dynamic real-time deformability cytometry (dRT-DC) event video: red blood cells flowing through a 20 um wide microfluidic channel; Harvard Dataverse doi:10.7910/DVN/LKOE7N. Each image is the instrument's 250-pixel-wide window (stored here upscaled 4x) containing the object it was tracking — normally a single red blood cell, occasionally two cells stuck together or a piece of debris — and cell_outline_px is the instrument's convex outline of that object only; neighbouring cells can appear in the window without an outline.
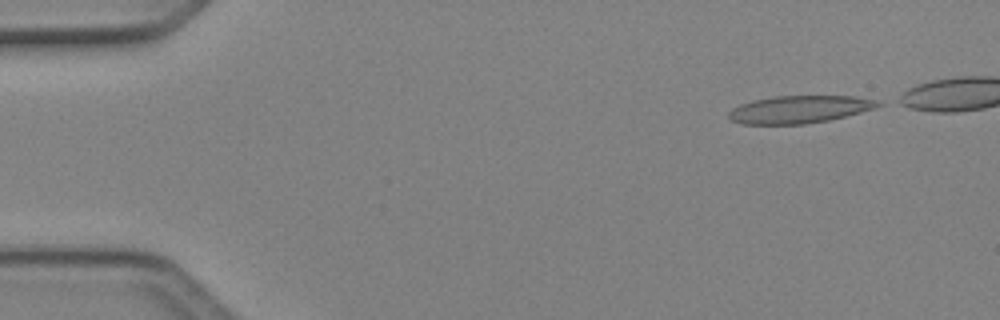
{"species": "Egyptian fruit bat (a non-hibernating species)", "species_latin": "Rousettus aegyptiacus", "temperature_condition": "cold", "stored_images_in_passage": 5, "camera_frame_rate_fps": 3000, "um_per_image_px": 0.085, "animal": {"sex": "female"}, "frame": {"image": 1, "passage_image": 1, "time_ms": 0.0, "image_size_px": [1000, 320], "cell_outline_px": [[884, 104], [860, 112], [828, 120], [804, 124], [740, 124], [732, 120], [728, 116], [728, 112], [732, 108], [740, 104], [752, 100], [772, 96], [856, 96], [876, 100]], "centroid_in_image_um": [67.9, 9.29], "position_along_channel_um": 17.1, "area_um2": 23.87}}
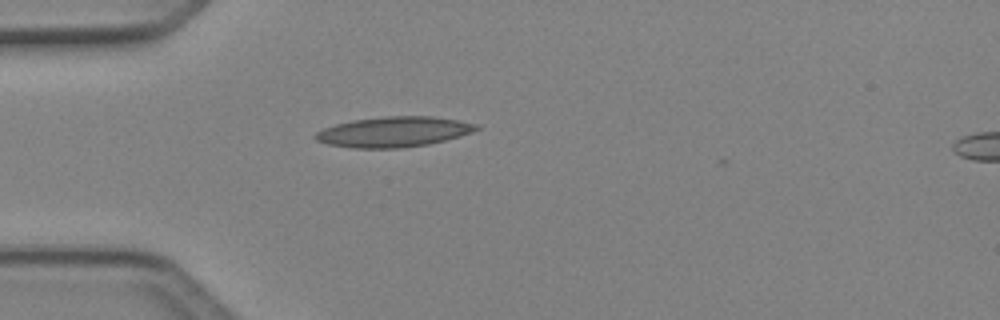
{"frame": {"image": 2, "passage_image": 5, "time_ms": 1.333, "image_size_px": [1000, 320], "cell_outline_px": [[480, 128], [472, 132], [460, 136], [428, 144], [400, 148], [352, 148], [328, 144], [316, 140], [312, 136], [316, 132], [324, 128], [336, 124], [352, 120], [384, 116], [432, 116], [480, 124]], "centroid_in_image_um": [33.46, 11.2], "position_along_channel_um": 51.5, "area_um2": 28.44}}